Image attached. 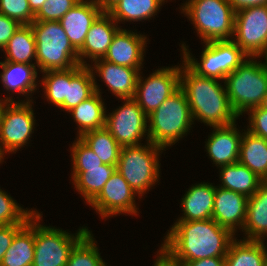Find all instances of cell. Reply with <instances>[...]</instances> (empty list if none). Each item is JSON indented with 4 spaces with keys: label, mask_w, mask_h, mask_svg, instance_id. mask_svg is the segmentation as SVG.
Masks as SVG:
<instances>
[{
    "label": "cell",
    "mask_w": 267,
    "mask_h": 266,
    "mask_svg": "<svg viewBox=\"0 0 267 266\" xmlns=\"http://www.w3.org/2000/svg\"><path fill=\"white\" fill-rule=\"evenodd\" d=\"M139 74L134 99L148 116L180 88L179 66L160 68L143 81Z\"/></svg>",
    "instance_id": "4fadbf2b"
},
{
    "label": "cell",
    "mask_w": 267,
    "mask_h": 266,
    "mask_svg": "<svg viewBox=\"0 0 267 266\" xmlns=\"http://www.w3.org/2000/svg\"><path fill=\"white\" fill-rule=\"evenodd\" d=\"M96 76L89 66L77 65L70 68V83H67V101L60 109L69 111L91 97L95 91Z\"/></svg>",
    "instance_id": "83f0119b"
},
{
    "label": "cell",
    "mask_w": 267,
    "mask_h": 266,
    "mask_svg": "<svg viewBox=\"0 0 267 266\" xmlns=\"http://www.w3.org/2000/svg\"><path fill=\"white\" fill-rule=\"evenodd\" d=\"M79 138L100 158L102 163L117 165L122 147L105 127L87 131Z\"/></svg>",
    "instance_id": "4dcf8cb0"
},
{
    "label": "cell",
    "mask_w": 267,
    "mask_h": 266,
    "mask_svg": "<svg viewBox=\"0 0 267 266\" xmlns=\"http://www.w3.org/2000/svg\"><path fill=\"white\" fill-rule=\"evenodd\" d=\"M238 162L261 180H267V140L245 131L241 138Z\"/></svg>",
    "instance_id": "484cf974"
},
{
    "label": "cell",
    "mask_w": 267,
    "mask_h": 266,
    "mask_svg": "<svg viewBox=\"0 0 267 266\" xmlns=\"http://www.w3.org/2000/svg\"><path fill=\"white\" fill-rule=\"evenodd\" d=\"M147 37L119 28L113 36L104 60L116 65L141 69Z\"/></svg>",
    "instance_id": "2e32d148"
},
{
    "label": "cell",
    "mask_w": 267,
    "mask_h": 266,
    "mask_svg": "<svg viewBox=\"0 0 267 266\" xmlns=\"http://www.w3.org/2000/svg\"><path fill=\"white\" fill-rule=\"evenodd\" d=\"M94 67L89 68L92 74L99 73V77L112 93L121 99L134 98L140 69L130 68L127 66L116 65L108 62L103 58L94 60ZM95 69V72H93Z\"/></svg>",
    "instance_id": "ac0fdd59"
},
{
    "label": "cell",
    "mask_w": 267,
    "mask_h": 266,
    "mask_svg": "<svg viewBox=\"0 0 267 266\" xmlns=\"http://www.w3.org/2000/svg\"><path fill=\"white\" fill-rule=\"evenodd\" d=\"M108 12H102L91 25L83 46L78 50L79 64L87 66L85 58L92 61L104 58L113 36L120 27ZM84 58V59H83Z\"/></svg>",
    "instance_id": "e0dca14e"
},
{
    "label": "cell",
    "mask_w": 267,
    "mask_h": 266,
    "mask_svg": "<svg viewBox=\"0 0 267 266\" xmlns=\"http://www.w3.org/2000/svg\"><path fill=\"white\" fill-rule=\"evenodd\" d=\"M15 201L7 192L0 189V225H26L36 212L22 209L23 207Z\"/></svg>",
    "instance_id": "d590c367"
},
{
    "label": "cell",
    "mask_w": 267,
    "mask_h": 266,
    "mask_svg": "<svg viewBox=\"0 0 267 266\" xmlns=\"http://www.w3.org/2000/svg\"><path fill=\"white\" fill-rule=\"evenodd\" d=\"M103 12H108L119 0H95Z\"/></svg>",
    "instance_id": "bcb514c9"
},
{
    "label": "cell",
    "mask_w": 267,
    "mask_h": 266,
    "mask_svg": "<svg viewBox=\"0 0 267 266\" xmlns=\"http://www.w3.org/2000/svg\"><path fill=\"white\" fill-rule=\"evenodd\" d=\"M45 1L46 0H28L30 9L34 14L40 10Z\"/></svg>",
    "instance_id": "7dc6e473"
},
{
    "label": "cell",
    "mask_w": 267,
    "mask_h": 266,
    "mask_svg": "<svg viewBox=\"0 0 267 266\" xmlns=\"http://www.w3.org/2000/svg\"><path fill=\"white\" fill-rule=\"evenodd\" d=\"M135 194L129 183L116 171L105 183L101 192L89 203V206H93L102 218L118 213L137 215Z\"/></svg>",
    "instance_id": "5bb4252c"
},
{
    "label": "cell",
    "mask_w": 267,
    "mask_h": 266,
    "mask_svg": "<svg viewBox=\"0 0 267 266\" xmlns=\"http://www.w3.org/2000/svg\"><path fill=\"white\" fill-rule=\"evenodd\" d=\"M264 57H265V61H266V63H267V54H266Z\"/></svg>",
    "instance_id": "f5cc1de1"
},
{
    "label": "cell",
    "mask_w": 267,
    "mask_h": 266,
    "mask_svg": "<svg viewBox=\"0 0 267 266\" xmlns=\"http://www.w3.org/2000/svg\"><path fill=\"white\" fill-rule=\"evenodd\" d=\"M165 0H119L108 13L118 23L141 21L151 18L159 11Z\"/></svg>",
    "instance_id": "d6a6232c"
},
{
    "label": "cell",
    "mask_w": 267,
    "mask_h": 266,
    "mask_svg": "<svg viewBox=\"0 0 267 266\" xmlns=\"http://www.w3.org/2000/svg\"><path fill=\"white\" fill-rule=\"evenodd\" d=\"M158 252L159 256H157L154 266H180L172 262L162 251L159 250Z\"/></svg>",
    "instance_id": "f6af8a7d"
},
{
    "label": "cell",
    "mask_w": 267,
    "mask_h": 266,
    "mask_svg": "<svg viewBox=\"0 0 267 266\" xmlns=\"http://www.w3.org/2000/svg\"><path fill=\"white\" fill-rule=\"evenodd\" d=\"M102 12L95 0H80L59 20L77 51L83 46L91 25Z\"/></svg>",
    "instance_id": "d6986e66"
},
{
    "label": "cell",
    "mask_w": 267,
    "mask_h": 266,
    "mask_svg": "<svg viewBox=\"0 0 267 266\" xmlns=\"http://www.w3.org/2000/svg\"><path fill=\"white\" fill-rule=\"evenodd\" d=\"M42 215L35 212V252L32 266H66L71 250L89 232L82 227L75 235L62 229L43 226Z\"/></svg>",
    "instance_id": "9c48e42d"
},
{
    "label": "cell",
    "mask_w": 267,
    "mask_h": 266,
    "mask_svg": "<svg viewBox=\"0 0 267 266\" xmlns=\"http://www.w3.org/2000/svg\"><path fill=\"white\" fill-rule=\"evenodd\" d=\"M248 199V197L236 191L218 188L217 186L212 219L235 235L236 229H243L245 224Z\"/></svg>",
    "instance_id": "9a60e30c"
},
{
    "label": "cell",
    "mask_w": 267,
    "mask_h": 266,
    "mask_svg": "<svg viewBox=\"0 0 267 266\" xmlns=\"http://www.w3.org/2000/svg\"><path fill=\"white\" fill-rule=\"evenodd\" d=\"M173 225L160 249L172 262L225 257L230 243L235 239L229 229L212 218L176 221Z\"/></svg>",
    "instance_id": "6da1fadb"
},
{
    "label": "cell",
    "mask_w": 267,
    "mask_h": 266,
    "mask_svg": "<svg viewBox=\"0 0 267 266\" xmlns=\"http://www.w3.org/2000/svg\"><path fill=\"white\" fill-rule=\"evenodd\" d=\"M237 130L236 123L214 127L213 133L208 137L205 148L216 166L222 167L238 162L243 133Z\"/></svg>",
    "instance_id": "ffe728a7"
},
{
    "label": "cell",
    "mask_w": 267,
    "mask_h": 266,
    "mask_svg": "<svg viewBox=\"0 0 267 266\" xmlns=\"http://www.w3.org/2000/svg\"><path fill=\"white\" fill-rule=\"evenodd\" d=\"M252 59L249 57L224 80L230 104L238 116L260 107L267 95V63Z\"/></svg>",
    "instance_id": "5b68a950"
},
{
    "label": "cell",
    "mask_w": 267,
    "mask_h": 266,
    "mask_svg": "<svg viewBox=\"0 0 267 266\" xmlns=\"http://www.w3.org/2000/svg\"><path fill=\"white\" fill-rule=\"evenodd\" d=\"M231 39L249 57L256 59V57L265 56L267 54V5L236 11L234 35Z\"/></svg>",
    "instance_id": "8fae6325"
},
{
    "label": "cell",
    "mask_w": 267,
    "mask_h": 266,
    "mask_svg": "<svg viewBox=\"0 0 267 266\" xmlns=\"http://www.w3.org/2000/svg\"><path fill=\"white\" fill-rule=\"evenodd\" d=\"M244 230V231H243ZM249 241H264L267 236V180L248 199L246 221L242 229Z\"/></svg>",
    "instance_id": "7402d4cb"
},
{
    "label": "cell",
    "mask_w": 267,
    "mask_h": 266,
    "mask_svg": "<svg viewBox=\"0 0 267 266\" xmlns=\"http://www.w3.org/2000/svg\"><path fill=\"white\" fill-rule=\"evenodd\" d=\"M0 13L21 25H30L35 17L28 0H0Z\"/></svg>",
    "instance_id": "74e56055"
},
{
    "label": "cell",
    "mask_w": 267,
    "mask_h": 266,
    "mask_svg": "<svg viewBox=\"0 0 267 266\" xmlns=\"http://www.w3.org/2000/svg\"><path fill=\"white\" fill-rule=\"evenodd\" d=\"M249 126L247 130L258 137L267 140V111L261 107H255L249 110Z\"/></svg>",
    "instance_id": "ab89813d"
},
{
    "label": "cell",
    "mask_w": 267,
    "mask_h": 266,
    "mask_svg": "<svg viewBox=\"0 0 267 266\" xmlns=\"http://www.w3.org/2000/svg\"><path fill=\"white\" fill-rule=\"evenodd\" d=\"M260 107L267 111V95L264 97L263 102Z\"/></svg>",
    "instance_id": "681fc988"
},
{
    "label": "cell",
    "mask_w": 267,
    "mask_h": 266,
    "mask_svg": "<svg viewBox=\"0 0 267 266\" xmlns=\"http://www.w3.org/2000/svg\"><path fill=\"white\" fill-rule=\"evenodd\" d=\"M182 65L180 88L188 99L193 121L201 120L213 128L234 124L239 116L230 104L226 88L217 79L200 76L185 63Z\"/></svg>",
    "instance_id": "7a4b0ae2"
},
{
    "label": "cell",
    "mask_w": 267,
    "mask_h": 266,
    "mask_svg": "<svg viewBox=\"0 0 267 266\" xmlns=\"http://www.w3.org/2000/svg\"><path fill=\"white\" fill-rule=\"evenodd\" d=\"M234 239L225 256L226 266H265L266 246L264 241Z\"/></svg>",
    "instance_id": "f546056e"
},
{
    "label": "cell",
    "mask_w": 267,
    "mask_h": 266,
    "mask_svg": "<svg viewBox=\"0 0 267 266\" xmlns=\"http://www.w3.org/2000/svg\"><path fill=\"white\" fill-rule=\"evenodd\" d=\"M181 7L204 43L232 40L236 11L228 0H188Z\"/></svg>",
    "instance_id": "8992f818"
},
{
    "label": "cell",
    "mask_w": 267,
    "mask_h": 266,
    "mask_svg": "<svg viewBox=\"0 0 267 266\" xmlns=\"http://www.w3.org/2000/svg\"><path fill=\"white\" fill-rule=\"evenodd\" d=\"M41 80L47 101L61 107L67 101V83H70V69L45 71Z\"/></svg>",
    "instance_id": "e575fe53"
},
{
    "label": "cell",
    "mask_w": 267,
    "mask_h": 266,
    "mask_svg": "<svg viewBox=\"0 0 267 266\" xmlns=\"http://www.w3.org/2000/svg\"><path fill=\"white\" fill-rule=\"evenodd\" d=\"M36 66L40 71L67 70L79 65L78 51L59 21H33Z\"/></svg>",
    "instance_id": "277c9868"
},
{
    "label": "cell",
    "mask_w": 267,
    "mask_h": 266,
    "mask_svg": "<svg viewBox=\"0 0 267 266\" xmlns=\"http://www.w3.org/2000/svg\"><path fill=\"white\" fill-rule=\"evenodd\" d=\"M77 138L70 150L73 159L72 172H85L86 168L101 166L103 163L100 158L79 137Z\"/></svg>",
    "instance_id": "8d00e7d4"
},
{
    "label": "cell",
    "mask_w": 267,
    "mask_h": 266,
    "mask_svg": "<svg viewBox=\"0 0 267 266\" xmlns=\"http://www.w3.org/2000/svg\"><path fill=\"white\" fill-rule=\"evenodd\" d=\"M35 252V213L14 236L0 266H32Z\"/></svg>",
    "instance_id": "603a6c76"
},
{
    "label": "cell",
    "mask_w": 267,
    "mask_h": 266,
    "mask_svg": "<svg viewBox=\"0 0 267 266\" xmlns=\"http://www.w3.org/2000/svg\"><path fill=\"white\" fill-rule=\"evenodd\" d=\"M122 100L125 102L124 105L110 115L106 114L105 128L121 147L140 145L139 141L145 135L148 140V116L134 98Z\"/></svg>",
    "instance_id": "7c38bea8"
},
{
    "label": "cell",
    "mask_w": 267,
    "mask_h": 266,
    "mask_svg": "<svg viewBox=\"0 0 267 266\" xmlns=\"http://www.w3.org/2000/svg\"><path fill=\"white\" fill-rule=\"evenodd\" d=\"M235 11L242 8L267 5V0H228Z\"/></svg>",
    "instance_id": "ee69618b"
},
{
    "label": "cell",
    "mask_w": 267,
    "mask_h": 266,
    "mask_svg": "<svg viewBox=\"0 0 267 266\" xmlns=\"http://www.w3.org/2000/svg\"><path fill=\"white\" fill-rule=\"evenodd\" d=\"M180 266H226L225 257H209L189 262H174Z\"/></svg>",
    "instance_id": "7bdbcfd3"
},
{
    "label": "cell",
    "mask_w": 267,
    "mask_h": 266,
    "mask_svg": "<svg viewBox=\"0 0 267 266\" xmlns=\"http://www.w3.org/2000/svg\"><path fill=\"white\" fill-rule=\"evenodd\" d=\"M20 26L21 24L18 21L0 13V48L2 50Z\"/></svg>",
    "instance_id": "60d3db41"
},
{
    "label": "cell",
    "mask_w": 267,
    "mask_h": 266,
    "mask_svg": "<svg viewBox=\"0 0 267 266\" xmlns=\"http://www.w3.org/2000/svg\"><path fill=\"white\" fill-rule=\"evenodd\" d=\"M3 51L7 55L5 61L26 64H31L32 59L36 61V41L31 25H21Z\"/></svg>",
    "instance_id": "1f68e13d"
},
{
    "label": "cell",
    "mask_w": 267,
    "mask_h": 266,
    "mask_svg": "<svg viewBox=\"0 0 267 266\" xmlns=\"http://www.w3.org/2000/svg\"><path fill=\"white\" fill-rule=\"evenodd\" d=\"M7 102H13V99L12 97H5L4 99H0V118H1V113H2V110L4 108V105L7 103Z\"/></svg>",
    "instance_id": "c3c4849f"
},
{
    "label": "cell",
    "mask_w": 267,
    "mask_h": 266,
    "mask_svg": "<svg viewBox=\"0 0 267 266\" xmlns=\"http://www.w3.org/2000/svg\"><path fill=\"white\" fill-rule=\"evenodd\" d=\"M220 178L222 184L218 187L236 191L246 197H251L263 180L245 165L236 162L220 167Z\"/></svg>",
    "instance_id": "4316f807"
},
{
    "label": "cell",
    "mask_w": 267,
    "mask_h": 266,
    "mask_svg": "<svg viewBox=\"0 0 267 266\" xmlns=\"http://www.w3.org/2000/svg\"><path fill=\"white\" fill-rule=\"evenodd\" d=\"M80 0H46L35 14L34 21H59Z\"/></svg>",
    "instance_id": "f35d334b"
},
{
    "label": "cell",
    "mask_w": 267,
    "mask_h": 266,
    "mask_svg": "<svg viewBox=\"0 0 267 266\" xmlns=\"http://www.w3.org/2000/svg\"><path fill=\"white\" fill-rule=\"evenodd\" d=\"M204 44L200 63L192 58L188 46L182 44L181 47L183 62L200 76L225 80L228 74L249 58L233 40L209 41Z\"/></svg>",
    "instance_id": "ba28073f"
},
{
    "label": "cell",
    "mask_w": 267,
    "mask_h": 266,
    "mask_svg": "<svg viewBox=\"0 0 267 266\" xmlns=\"http://www.w3.org/2000/svg\"><path fill=\"white\" fill-rule=\"evenodd\" d=\"M25 225H0V264L5 255L6 250L12 244L14 236Z\"/></svg>",
    "instance_id": "b9f144b4"
},
{
    "label": "cell",
    "mask_w": 267,
    "mask_h": 266,
    "mask_svg": "<svg viewBox=\"0 0 267 266\" xmlns=\"http://www.w3.org/2000/svg\"><path fill=\"white\" fill-rule=\"evenodd\" d=\"M147 146L135 145L121 148L117 171L139 197L158 182L159 153L165 148L147 141Z\"/></svg>",
    "instance_id": "52a82bcc"
},
{
    "label": "cell",
    "mask_w": 267,
    "mask_h": 266,
    "mask_svg": "<svg viewBox=\"0 0 267 266\" xmlns=\"http://www.w3.org/2000/svg\"><path fill=\"white\" fill-rule=\"evenodd\" d=\"M0 66L3 69L0 78L7 91L29 95L36 90L38 74L36 64L3 61L0 62Z\"/></svg>",
    "instance_id": "d4e9b609"
},
{
    "label": "cell",
    "mask_w": 267,
    "mask_h": 266,
    "mask_svg": "<svg viewBox=\"0 0 267 266\" xmlns=\"http://www.w3.org/2000/svg\"><path fill=\"white\" fill-rule=\"evenodd\" d=\"M116 171L117 165L103 163L99 167L86 168L85 172H72L74 188L90 203Z\"/></svg>",
    "instance_id": "f1b7e54d"
},
{
    "label": "cell",
    "mask_w": 267,
    "mask_h": 266,
    "mask_svg": "<svg viewBox=\"0 0 267 266\" xmlns=\"http://www.w3.org/2000/svg\"><path fill=\"white\" fill-rule=\"evenodd\" d=\"M99 90L97 82H95L96 92L68 111L71 112L74 121L79 126L78 137L87 131L105 127L106 108Z\"/></svg>",
    "instance_id": "cb8c5ba5"
},
{
    "label": "cell",
    "mask_w": 267,
    "mask_h": 266,
    "mask_svg": "<svg viewBox=\"0 0 267 266\" xmlns=\"http://www.w3.org/2000/svg\"><path fill=\"white\" fill-rule=\"evenodd\" d=\"M216 187L198 183L188 189L181 201L184 216L177 221L208 220L212 218Z\"/></svg>",
    "instance_id": "44dd1931"
},
{
    "label": "cell",
    "mask_w": 267,
    "mask_h": 266,
    "mask_svg": "<svg viewBox=\"0 0 267 266\" xmlns=\"http://www.w3.org/2000/svg\"><path fill=\"white\" fill-rule=\"evenodd\" d=\"M30 98L25 102H7L0 118V153H12L27 144L35 125Z\"/></svg>",
    "instance_id": "30bf717a"
},
{
    "label": "cell",
    "mask_w": 267,
    "mask_h": 266,
    "mask_svg": "<svg viewBox=\"0 0 267 266\" xmlns=\"http://www.w3.org/2000/svg\"><path fill=\"white\" fill-rule=\"evenodd\" d=\"M148 141L166 148L188 133L193 117L184 91L179 88L148 115Z\"/></svg>",
    "instance_id": "3957f363"
},
{
    "label": "cell",
    "mask_w": 267,
    "mask_h": 266,
    "mask_svg": "<svg viewBox=\"0 0 267 266\" xmlns=\"http://www.w3.org/2000/svg\"><path fill=\"white\" fill-rule=\"evenodd\" d=\"M265 266H267V249H266V264H265Z\"/></svg>",
    "instance_id": "816d5d0a"
},
{
    "label": "cell",
    "mask_w": 267,
    "mask_h": 266,
    "mask_svg": "<svg viewBox=\"0 0 267 266\" xmlns=\"http://www.w3.org/2000/svg\"><path fill=\"white\" fill-rule=\"evenodd\" d=\"M89 231L71 250L66 266H107Z\"/></svg>",
    "instance_id": "836d02e7"
},
{
    "label": "cell",
    "mask_w": 267,
    "mask_h": 266,
    "mask_svg": "<svg viewBox=\"0 0 267 266\" xmlns=\"http://www.w3.org/2000/svg\"><path fill=\"white\" fill-rule=\"evenodd\" d=\"M4 157L3 155L0 153V163L3 161Z\"/></svg>",
    "instance_id": "f907efd6"
}]
</instances>
